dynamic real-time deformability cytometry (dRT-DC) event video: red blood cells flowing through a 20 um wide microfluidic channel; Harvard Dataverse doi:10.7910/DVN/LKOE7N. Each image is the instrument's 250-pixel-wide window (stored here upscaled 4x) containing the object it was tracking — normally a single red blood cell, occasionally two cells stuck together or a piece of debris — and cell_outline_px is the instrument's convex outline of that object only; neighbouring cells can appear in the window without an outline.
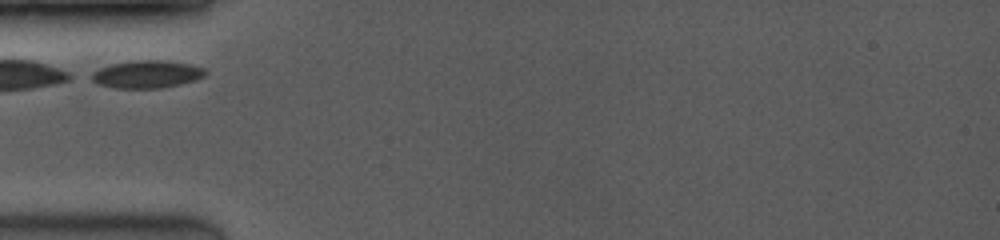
{"species": "common noctule bat (a hibernating species)", "species_latin": "Nyctalus noctula", "temperature_condition": "room temperature", "stored_images_in_passage": 13, "camera_frame_rate_fps": 3500, "um_per_image_px": 0.085, "animal": {"sex": "female", "body_mass_g": 19.0, "forearm_length_mm": 53.3}, "frame": {"image": 1, "passage_image": 1, "time_ms": 0.0, "image_size_px": [1000, 240], "cell_outline_px": [[208, 72], [204, 76], [180, 84], [160, 88], [116, 88], [100, 84], [84, 76], [100, 68], [112, 64], [136, 60], [160, 60], [188, 64], [204, 68]], "centroid_in_image_um": [12.42, 6.31], "position_along_channel_um": 72.6, "area_um2": 18.21}}